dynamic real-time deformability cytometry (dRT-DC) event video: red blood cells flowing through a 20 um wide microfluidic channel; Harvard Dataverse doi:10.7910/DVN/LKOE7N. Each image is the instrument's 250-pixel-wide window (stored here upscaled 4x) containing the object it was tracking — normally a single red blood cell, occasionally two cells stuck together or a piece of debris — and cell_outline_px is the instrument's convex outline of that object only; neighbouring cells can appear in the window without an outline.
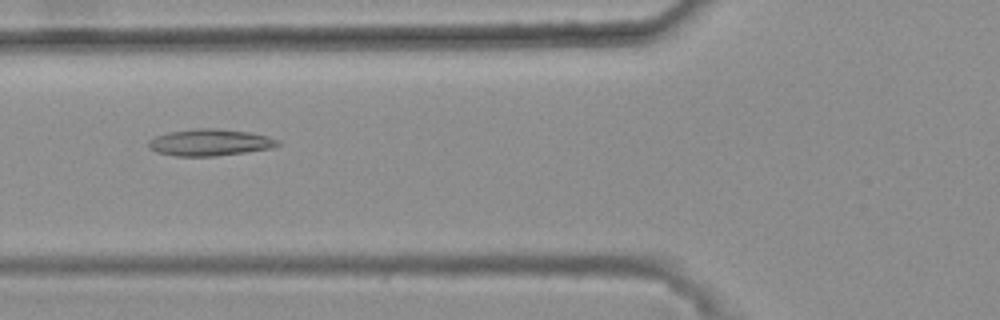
{"species": "common noctule bat (a hibernating species)", "species_latin": "Nyctalus noctula", "temperature_condition": "warm", "stored_images_in_passage": 46, "camera_frame_rate_fps": 3000, "um_per_image_px": 0.085, "animal": {"sex": "female", "body_mass_g": 25.1}, "frame": {"image": 1, "passage_image": 18, "time_ms": 5.667, "image_size_px": [1000, 320], "cell_outline_px": [[284, 144], [272, 148], [216, 156], [176, 156], [156, 152], [148, 148], [148, 140], [156, 136], [168, 132], [196, 128], [216, 128], [252, 132], [268, 136], [280, 140]], "centroid_in_image_um": [17.87, 12.1], "position_along_channel_um": 107.9, "area_um2": 20.4}}
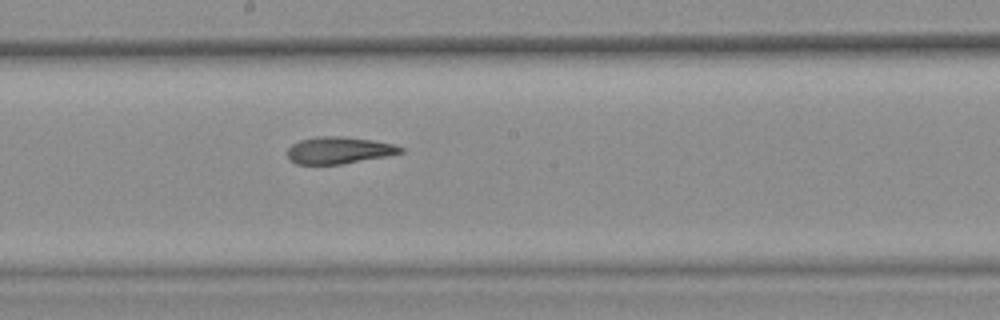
{"frame": {"image": 2, "passage_image": 27, "time_ms": 8.667, "image_size_px": [1000, 320], "cell_outline_px": [[404, 152], [388, 156], [340, 164], [296, 164], [288, 156], [288, 148], [292, 144], [300, 140], [316, 136], [340, 136], [372, 140], [396, 144], [404, 148]], "centroid_in_image_um": [28.84, 12.76], "position_along_channel_um": 219.4, "area_um2": 17.74}}
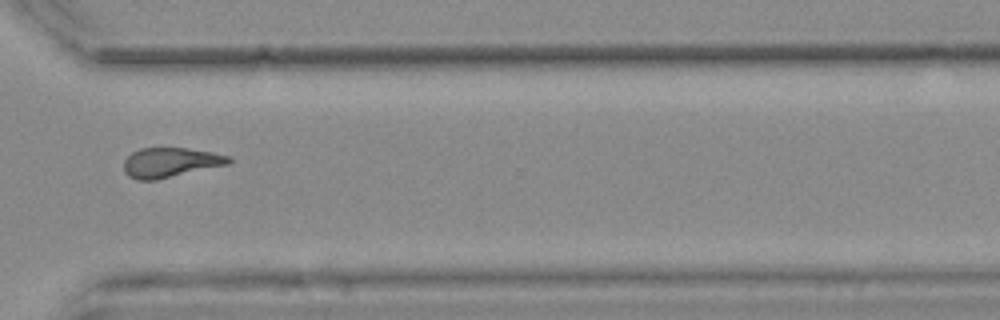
{"frame": {"image": 3, "passage_image": 38, "time_ms": 12.333, "image_size_px": [1000, 320], "cell_outline_px": [[232, 160], [228, 164], [156, 180], [136, 180], [128, 176], [124, 172], [124, 160], [132, 152], [140, 148], [188, 148], [212, 152], [232, 156]], "centroid_in_image_um": [14.47, 13.81], "position_along_channel_um": 356.1, "area_um2": 18.21}, "authors_computed_cell_mechanics": {"area_um2": 18.6116, "velocity_mm_per_s": 3.7206, "shape_relaxation_time_tau1_ms": null, "shape_relaxation_time_tau2_ms": 3.5568, "deformation_change_tau1": null, "deformation_change_tau2": 0.1363}}